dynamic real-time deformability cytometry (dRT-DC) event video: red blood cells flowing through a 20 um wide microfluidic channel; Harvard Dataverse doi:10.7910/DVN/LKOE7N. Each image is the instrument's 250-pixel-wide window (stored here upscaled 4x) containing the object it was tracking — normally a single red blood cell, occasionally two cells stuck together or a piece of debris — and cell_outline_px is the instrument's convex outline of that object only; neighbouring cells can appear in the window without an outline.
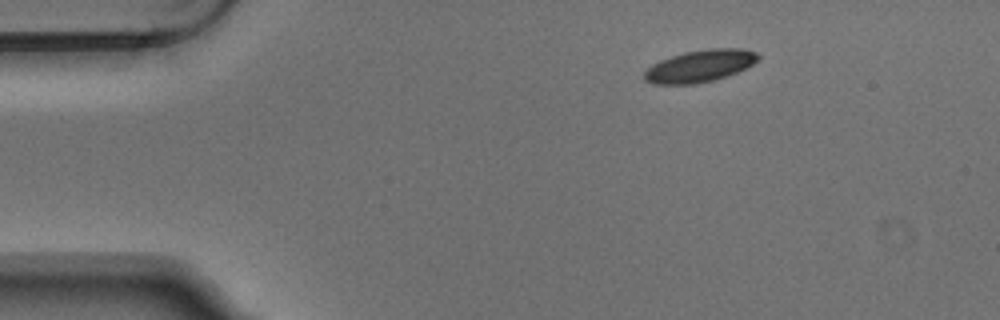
{"species": "Egyptian fruit bat (a non-hibernating species)", "species_latin": "Rousettus aegyptiacus", "temperature_condition": "warm", "stored_images_in_passage": 3, "camera_frame_rate_fps": 3000, "um_per_image_px": 0.085, "animal": {"sex": "male"}, "frame": {"image": 1, "passage_image": 1, "time_ms": 0.0, "image_size_px": [1000, 320], "cell_outline_px": [[760, 56], [752, 64], [728, 76], [696, 84], [652, 84], [644, 80], [644, 72], [652, 64], [660, 60], [684, 52], [708, 48], [744, 48], [756, 52]], "centroid_in_image_um": [59.47, 5.6], "position_along_channel_um": 25.5, "area_um2": 21.27}}